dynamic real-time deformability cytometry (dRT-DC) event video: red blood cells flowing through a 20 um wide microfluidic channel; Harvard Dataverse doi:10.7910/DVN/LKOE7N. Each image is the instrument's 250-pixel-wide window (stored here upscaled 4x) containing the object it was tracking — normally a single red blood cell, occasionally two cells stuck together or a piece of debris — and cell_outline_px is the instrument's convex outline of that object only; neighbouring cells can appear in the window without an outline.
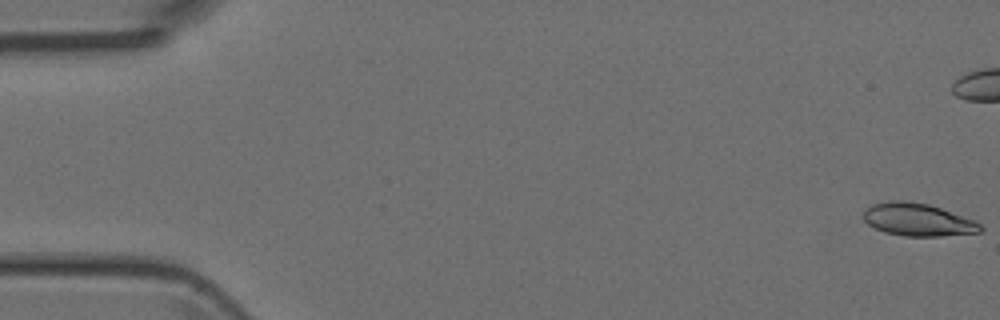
{"species": "Egyptian fruit bat (a non-hibernating species)", "species_latin": "Rousettus aegyptiacus", "temperature_condition": "room temperature", "stored_images_in_passage": 6, "camera_frame_rate_fps": 3000, "um_per_image_px": 0.085, "animal": {"sex": "female"}, "frame": {"image": 1, "passage_image": 1, "time_ms": 0.0, "image_size_px": [1000, 320], "cell_outline_px": [[984, 228], [980, 232], [940, 236], [904, 236], [884, 232], [868, 224], [864, 220], [864, 212], [872, 204], [888, 200], [904, 200], [928, 204], [976, 220]], "centroid_in_image_um": [78.03, 18.67], "position_along_channel_um": 7.0, "area_um2": 22.25}}